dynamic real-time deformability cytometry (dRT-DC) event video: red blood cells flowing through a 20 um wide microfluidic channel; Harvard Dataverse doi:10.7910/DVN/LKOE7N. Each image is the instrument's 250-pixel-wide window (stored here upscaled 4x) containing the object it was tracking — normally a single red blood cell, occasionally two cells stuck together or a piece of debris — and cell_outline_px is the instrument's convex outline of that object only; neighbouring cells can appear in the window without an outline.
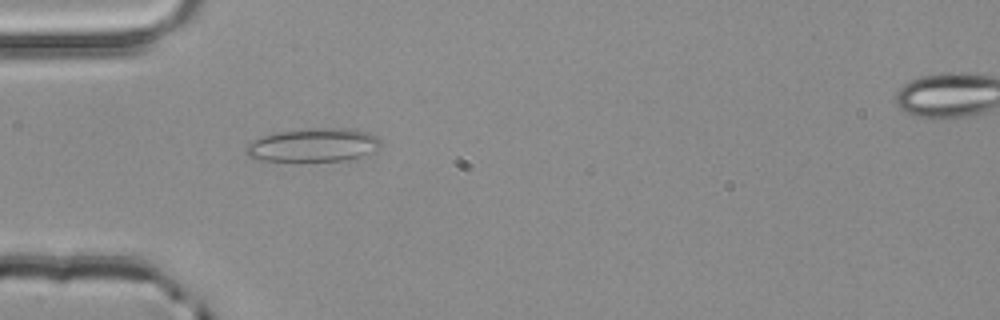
{"species": "common noctule bat (a hibernating species)", "species_latin": "Nyctalus noctula", "temperature_condition": "room temperature", "stored_images_in_passage": 3, "segment_of_instrument_passage": [1, 2], "camera_frame_rate_fps": 3000, "um_per_image_px": 0.085, "animal": {"sex": "male", "body_mass_g": 20.4}, "frame": {"image": 1, "passage_image": 2, "time_ms": 0.333, "image_size_px": [1000, 320], "cell_outline_px": [[380, 144], [376, 148], [360, 156], [344, 160], [256, 160], [248, 156], [244, 152], [244, 148], [248, 144], [260, 136], [280, 132], [308, 128], [356, 128], [368, 132], [376, 136], [380, 140]], "centroid_in_image_um": [26.59, 12.3], "position_along_channel_um": 58.4, "area_um2": 25.95}}